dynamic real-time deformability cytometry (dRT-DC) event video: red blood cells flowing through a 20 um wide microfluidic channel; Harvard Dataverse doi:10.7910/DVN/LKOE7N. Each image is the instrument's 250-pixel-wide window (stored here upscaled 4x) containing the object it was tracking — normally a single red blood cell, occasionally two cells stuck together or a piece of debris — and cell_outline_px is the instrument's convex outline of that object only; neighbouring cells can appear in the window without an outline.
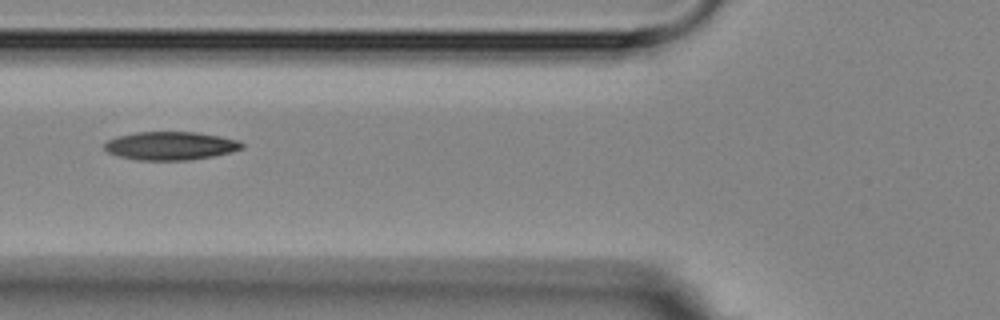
{"species": "Egyptian fruit bat (a non-hibernating species)", "species_latin": "Rousettus aegyptiacus", "temperature_condition": "room temperature", "stored_images_in_passage": 7, "camera_frame_rate_fps": 3000, "um_per_image_px": 0.085, "animal": {"sex": "female"}, "frame": {"image": 1, "passage_image": 6, "time_ms": 6.0, "image_size_px": [1000, 320], "cell_outline_px": [[244, 148], [212, 156], [192, 160], [136, 160], [120, 156], [108, 152], [104, 148], [104, 144], [108, 140], [120, 136], [136, 132], [196, 132], [220, 136], [240, 140], [244, 144]], "centroid_in_image_um": [14.52, 12.39], "position_along_channel_um": 111.3, "area_um2": 22.6}}
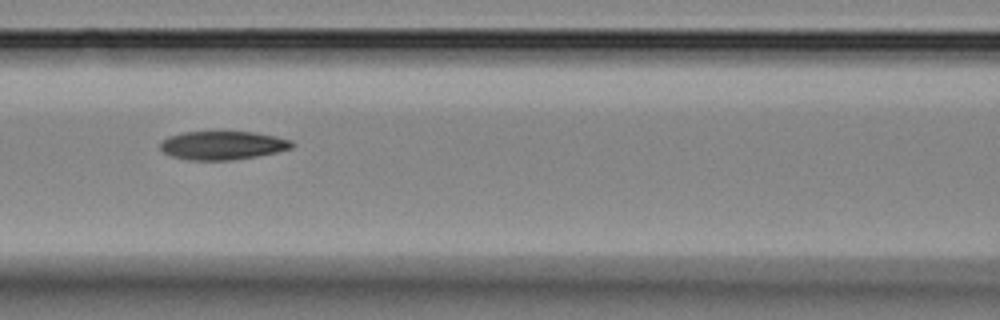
{"frame": {"image": 2, "passage_image": 7, "time_ms": 7.0, "image_size_px": [1000, 320], "cell_outline_px": [[296, 144], [292, 148], [276, 152], [256, 156], [232, 160], [188, 160], [172, 156], [164, 152], [160, 148], [160, 144], [168, 136], [184, 132], [252, 132], [276, 136], [292, 140]], "centroid_in_image_um": [18.95, 12.35], "position_along_channel_um": 147.7, "area_um2": 21.85}}